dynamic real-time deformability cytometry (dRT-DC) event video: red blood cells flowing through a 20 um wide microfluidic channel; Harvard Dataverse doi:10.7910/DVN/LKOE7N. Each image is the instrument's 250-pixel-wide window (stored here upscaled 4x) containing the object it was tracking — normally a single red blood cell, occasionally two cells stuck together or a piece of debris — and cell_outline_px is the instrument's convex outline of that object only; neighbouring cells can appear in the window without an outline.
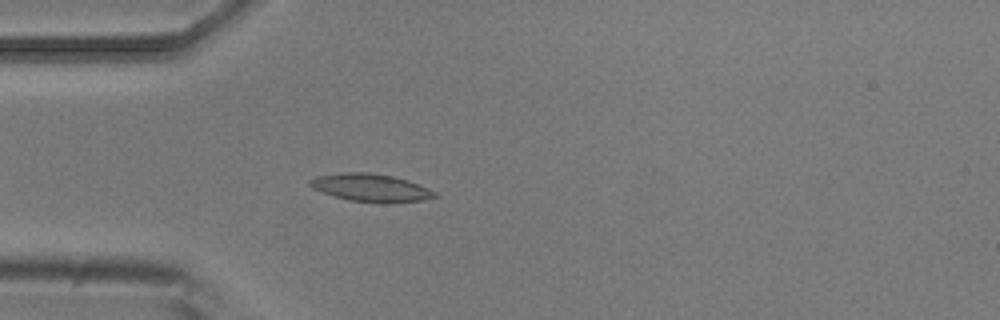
{"species": "common noctule bat (a hibernating species)", "species_latin": "Nyctalus noctula", "temperature_condition": "room temperature", "stored_images_in_passage": 4, "camera_frame_rate_fps": 3000, "um_per_image_px": 0.085, "animal": {"sex": "male", "body_mass_g": 20.5, "forearm_length_mm": 52.5}, "frame": {"image": 1, "passage_image": 4, "time_ms": 1.0, "image_size_px": [1000, 320], "cell_outline_px": [[440, 196], [420, 200], [348, 200], [332, 196], [312, 188], [308, 184], [308, 180], [316, 176], [340, 172], [368, 172], [392, 176], [408, 180], [428, 188], [436, 192]], "centroid_in_image_um": [31.43, 15.9], "position_along_channel_um": 53.6, "area_um2": 19.48}}